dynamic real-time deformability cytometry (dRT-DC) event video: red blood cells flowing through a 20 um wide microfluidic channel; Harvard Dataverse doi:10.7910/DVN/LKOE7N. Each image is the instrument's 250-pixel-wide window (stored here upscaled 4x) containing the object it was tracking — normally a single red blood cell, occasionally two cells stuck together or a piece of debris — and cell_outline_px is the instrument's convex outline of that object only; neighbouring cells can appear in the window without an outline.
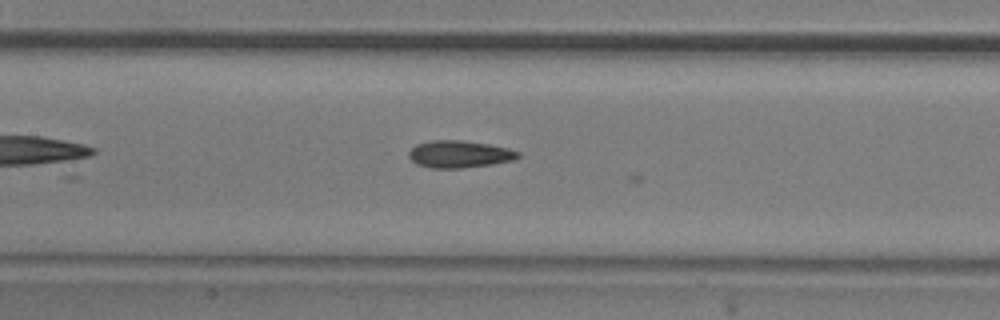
{"species": "common noctule bat (a hibernating species)", "species_latin": "Nyctalus noctula", "temperature_condition": "room temperature", "stored_images_in_passage": 11, "camera_frame_rate_fps": 3000, "um_per_image_px": 0.085, "animal": {"sex": "male", "body_mass_g": 20.5, "forearm_length_mm": 52.5}, "frame": {"image": 1, "passage_image": 10, "time_ms": 3.0, "image_size_px": [1000, 320], "cell_outline_px": [[520, 156], [516, 160], [492, 164], [460, 168], [432, 168], [416, 164], [408, 156], [408, 152], [416, 144], [432, 140], [460, 140], [488, 144], [508, 148], [520, 152]], "centroid_in_image_um": [39.06, 13.1], "position_along_channel_um": 168.3, "area_um2": 17.34}}